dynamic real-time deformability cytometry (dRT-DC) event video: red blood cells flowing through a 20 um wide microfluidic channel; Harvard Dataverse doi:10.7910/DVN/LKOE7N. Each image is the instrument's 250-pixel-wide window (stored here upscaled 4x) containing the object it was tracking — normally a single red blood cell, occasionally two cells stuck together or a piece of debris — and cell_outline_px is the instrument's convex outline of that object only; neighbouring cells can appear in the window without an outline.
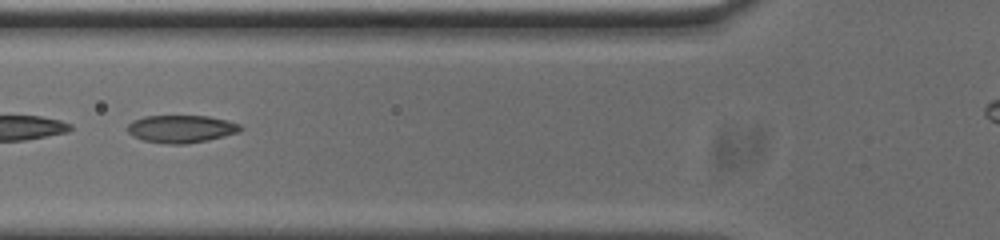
{"species": "common noctule bat (a hibernating species)", "species_latin": "Nyctalus noctula", "temperature_condition": "cold", "stored_images_in_passage": 34, "camera_frame_rate_fps": 3000, "um_per_image_px": 0.085, "animal": {"sex": "male", "body_mass_g": 20.0, "forearm_length_mm": 53.3}, "frame": {"image": 1, "passage_image": 6, "time_ms": 1.667, "image_size_px": [1000, 240], "cell_outline_px": [[244, 128], [240, 132], [208, 140], [184, 144], [168, 144], [144, 140], [128, 132], [128, 124], [132, 120], [144, 116], [208, 116], [228, 120], [240, 124]], "centroid_in_image_um": [15.45, 10.94], "position_along_channel_um": 110.3, "area_um2": 18.15}, "authors_computed_cell_mechanics": {"area_um2": 18.2359, "velocity_mm_per_s": 3.7568, "shape_relaxation_time_tau1_ms": null, "shape_relaxation_time_tau2_ms": 1.6533, "deformation_change_tau1": null, "deformation_change_tau2": 0.0725}}